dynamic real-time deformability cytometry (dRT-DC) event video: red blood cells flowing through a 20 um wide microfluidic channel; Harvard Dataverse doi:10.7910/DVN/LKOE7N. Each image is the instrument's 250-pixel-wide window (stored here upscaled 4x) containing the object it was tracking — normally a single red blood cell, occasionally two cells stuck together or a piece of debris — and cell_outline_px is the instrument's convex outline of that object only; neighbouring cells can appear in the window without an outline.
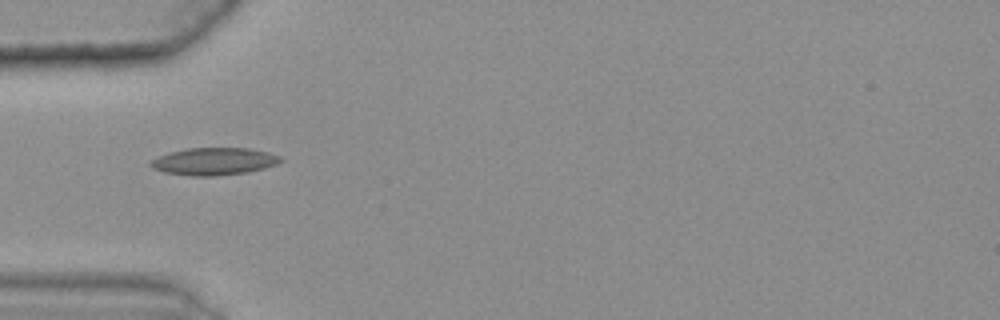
{"species": "common noctule bat (a hibernating species)", "species_latin": "Nyctalus noctula", "temperature_condition": "warm", "stored_images_in_passage": 32, "camera_frame_rate_fps": 3000, "um_per_image_px": 0.085, "animal": {"sex": "female", "body_mass_g": 25.1}, "frame": {"image": 1, "passage_image": 1, "time_ms": 0.0, "image_size_px": [1000, 320], "cell_outline_px": [[284, 160], [276, 164], [264, 168], [248, 172], [216, 176], [192, 176], [164, 172], [152, 168], [148, 164], [152, 160], [160, 156], [172, 152], [188, 148], [248, 148], [268, 152], [280, 156]], "centroid_in_image_um": [18.21, 13.72], "position_along_channel_um": 66.8, "area_um2": 20.63}}
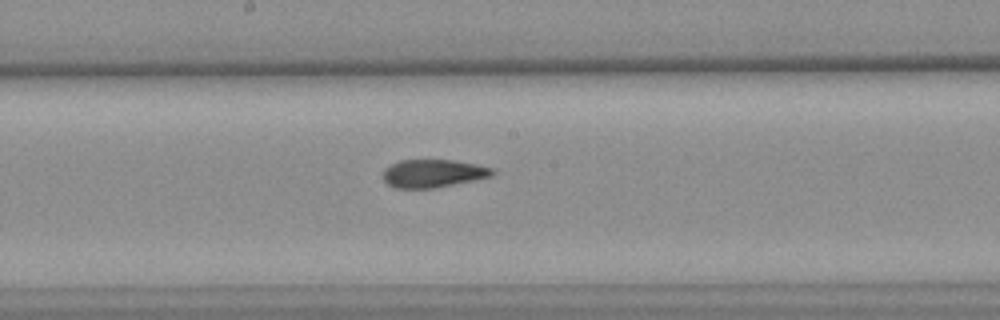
{"frame": {"image": 2, "passage_image": 13, "time_ms": 4.0, "image_size_px": [1000, 320], "cell_outline_px": [[496, 172], [492, 176], [432, 188], [396, 188], [388, 184], [380, 176], [384, 168], [400, 160], [452, 160], [476, 164], [492, 168]], "centroid_in_image_um": [36.76, 14.73], "position_along_channel_um": 211.4, "area_um2": 17.74}}
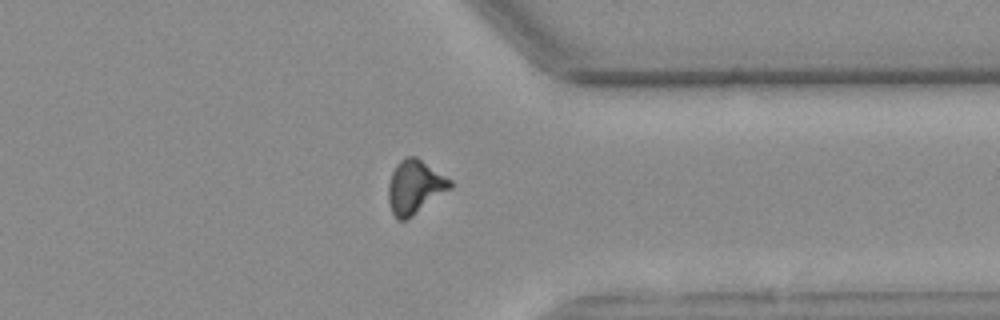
{"frame": {"image": 3, "passage_image": 27, "time_ms": 8.667, "image_size_px": [1000, 320], "cell_outline_px": [[452, 188], [412, 216], [404, 220], [396, 220], [392, 212], [388, 200], [388, 184], [392, 172], [396, 164], [400, 160], [408, 156], [416, 156], [452, 180]], "centroid_in_image_um": [35.26, 15.89], "position_along_channel_um": 376.1, "area_um2": 19.36}, "authors_computed_cell_mechanics": {"area_um2": 18.496, "velocity_mm_per_s": 3.6204, "shape_relaxation_time_tau1_ms": null, "shape_relaxation_time_tau2_ms": 2.3148, "deformation_change_tau1": null, "deformation_change_tau2": 0.0876}}